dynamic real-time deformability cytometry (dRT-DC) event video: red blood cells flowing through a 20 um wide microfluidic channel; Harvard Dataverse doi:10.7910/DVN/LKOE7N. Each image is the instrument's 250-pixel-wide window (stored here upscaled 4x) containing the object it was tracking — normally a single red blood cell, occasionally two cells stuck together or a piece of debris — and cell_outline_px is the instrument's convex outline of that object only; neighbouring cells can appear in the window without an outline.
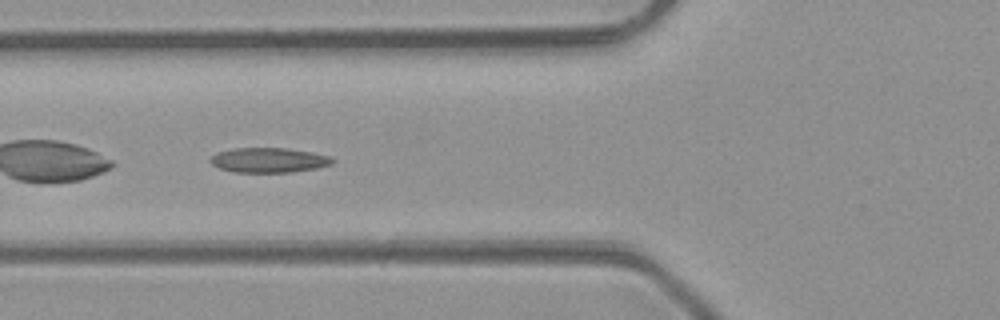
{"species": "common noctule bat (a hibernating species)", "species_latin": "Nyctalus noctula", "temperature_condition": "room temperature", "stored_images_in_passage": 6, "camera_frame_rate_fps": 3000, "um_per_image_px": 0.085, "animal": {"sex": "male", "body_mass_g": 23.1, "forearm_length_mm": 52.7}, "frame": {"image": 1, "passage_image": 5, "time_ms": 5.667, "image_size_px": [1000, 320], "cell_outline_px": [[336, 160], [332, 164], [316, 168], [292, 172], [236, 172], [220, 168], [212, 164], [208, 160], [212, 156], [220, 152], [236, 148], [284, 148], [312, 152], [332, 156]], "centroid_in_image_um": [22.9, 13.61], "position_along_channel_um": 102.9, "area_um2": 17.57}}
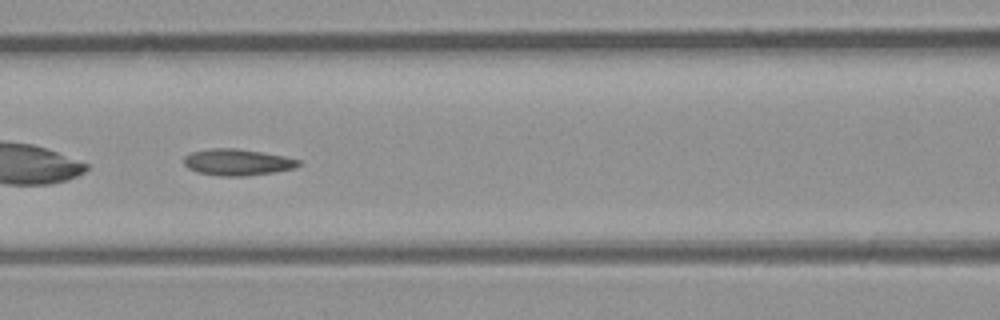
{"frame": {"image": 2, "passage_image": 6, "time_ms": 6.667, "image_size_px": [1000, 320], "cell_outline_px": [[304, 164], [296, 168], [272, 172], [244, 176], [220, 176], [196, 172], [188, 168], [184, 164], [184, 156], [192, 152], [212, 148], [236, 148], [284, 156], [300, 160]], "centroid_in_image_um": [20.19, 13.79], "position_along_channel_um": 146.4, "area_um2": 17.69}}